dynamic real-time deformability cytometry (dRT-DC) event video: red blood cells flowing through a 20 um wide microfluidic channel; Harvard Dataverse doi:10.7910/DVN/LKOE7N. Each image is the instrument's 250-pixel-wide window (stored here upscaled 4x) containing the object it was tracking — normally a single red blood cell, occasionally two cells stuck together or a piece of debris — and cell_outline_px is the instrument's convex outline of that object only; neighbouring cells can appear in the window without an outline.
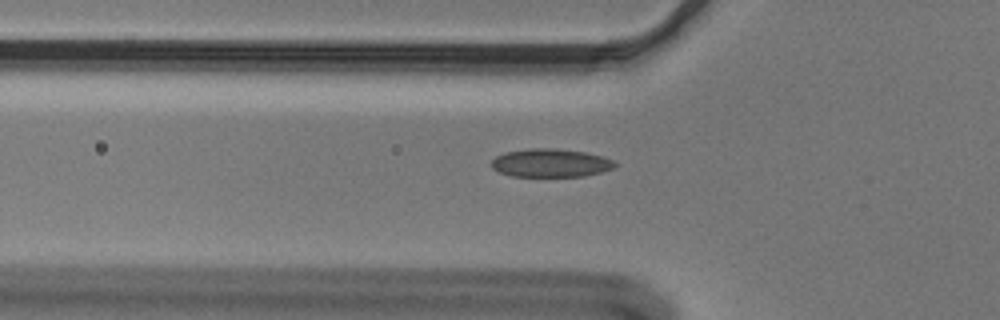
{"species": "Egyptian fruit bat (a non-hibernating species)", "species_latin": "Rousettus aegyptiacus", "temperature_condition": "cold", "stored_images_in_passage": 42, "camera_frame_rate_fps": 3000, "um_per_image_px": 0.085, "animal": {"sex": "male"}, "frame": {"image": 1, "passage_image": 6, "time_ms": 1.667, "image_size_px": [1000, 320], "cell_outline_px": [[620, 164], [616, 168], [584, 176], [512, 176], [500, 172], [492, 168], [492, 160], [496, 156], [504, 152], [528, 148], [556, 148], [584, 152], [604, 156]], "centroid_in_image_um": [46.84, 13.84], "position_along_channel_um": 79.0, "area_um2": 20.52}}
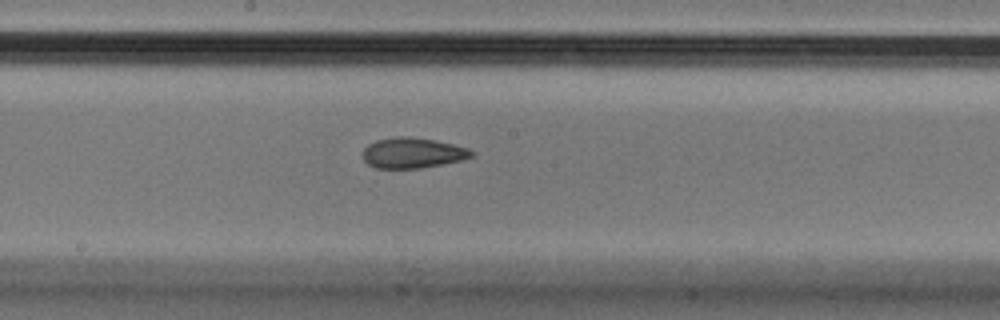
{"frame": {"image": 2, "passage_image": 17, "time_ms": 5.333, "image_size_px": [1000, 320], "cell_outline_px": [[476, 156], [464, 160], [420, 168], [376, 168], [368, 164], [364, 160], [364, 148], [368, 144], [376, 140], [396, 136], [408, 136], [432, 140], [452, 144], [468, 148], [476, 152]], "centroid_in_image_um": [35.12, 13.0], "position_along_channel_um": 213.1, "area_um2": 19.36}}
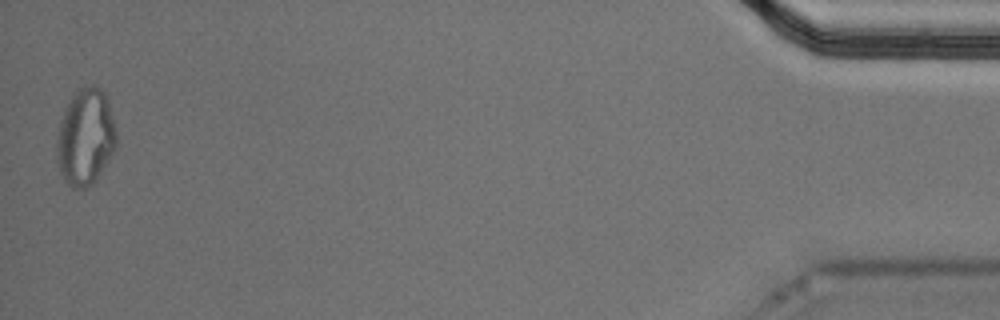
{"frame": {"image": 3, "passage_image": 42, "time_ms": 13.667, "image_size_px": [1000, 320], "cell_outline_px": [[116, 148], [96, 180], [84, 188], [72, 188], [64, 180], [60, 172], [56, 160], [56, 140], [60, 124], [64, 112], [72, 96], [84, 84], [92, 84], [100, 88], [108, 96], [116, 128]], "centroid_in_image_um": [7.28, 11.63], "position_along_channel_um": 427.9, "area_um2": 33.81}, "authors_computed_cell_mechanics": {"area_um2": 20.0566, "velocity_mm_per_s": 3.6241, "shape_relaxation_time_tau1_ms": null, "shape_relaxation_time_tau2_ms": 3.7373, "deformation_change_tau1": null, "deformation_change_tau2": 0.082}}